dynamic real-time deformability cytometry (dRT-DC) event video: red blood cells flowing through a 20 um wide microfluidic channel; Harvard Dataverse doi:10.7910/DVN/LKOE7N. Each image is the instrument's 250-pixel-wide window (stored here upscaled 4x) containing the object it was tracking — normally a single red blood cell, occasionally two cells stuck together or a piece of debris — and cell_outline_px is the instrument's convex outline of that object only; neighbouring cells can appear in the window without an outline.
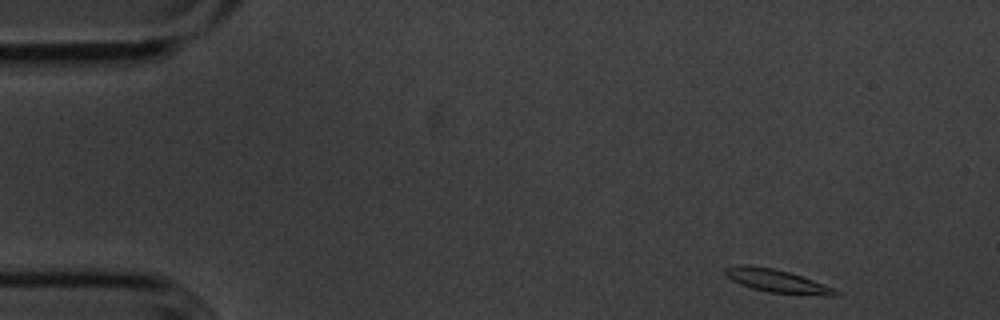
{"species": "common noctule bat (a hibernating species)", "species_latin": "Nyctalus noctula", "temperature_condition": "cold", "stored_images_in_passage": 51, "camera_frame_rate_fps": 3000, "um_per_image_px": 0.085, "animal": {"sex": "male", "body_mass_g": 20.1, "forearm_length_mm": 53.5}, "frame": {"image": 1, "passage_image": 1, "time_ms": 0.0, "image_size_px": [1000, 320], "cell_outline_px": [[840, 296], [824, 296], [768, 292], [752, 288], [740, 284], [724, 276], [724, 268], [740, 264], [748, 264], [772, 268], [788, 272], [836, 288], [840, 292]], "centroid_in_image_um": [66.05, 23.89], "position_along_channel_um": 18.9, "area_um2": 15.03}}
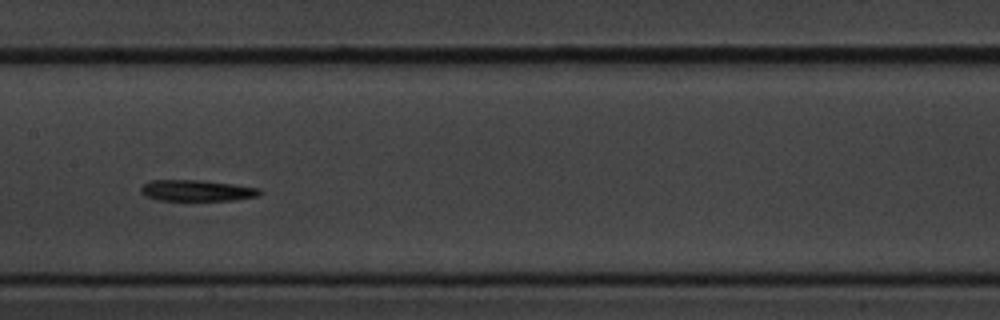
{"frame": {"image": 2, "passage_image": 23, "time_ms": 7.333, "image_size_px": [1000, 320], "cell_outline_px": [[260, 196], [232, 200], [160, 200], [144, 196], [140, 192], [140, 188], [144, 184], [152, 180], [204, 180], [260, 188]], "centroid_in_image_um": [16.71, 16.19], "position_along_channel_um": 190.7, "area_um2": 14.62}}
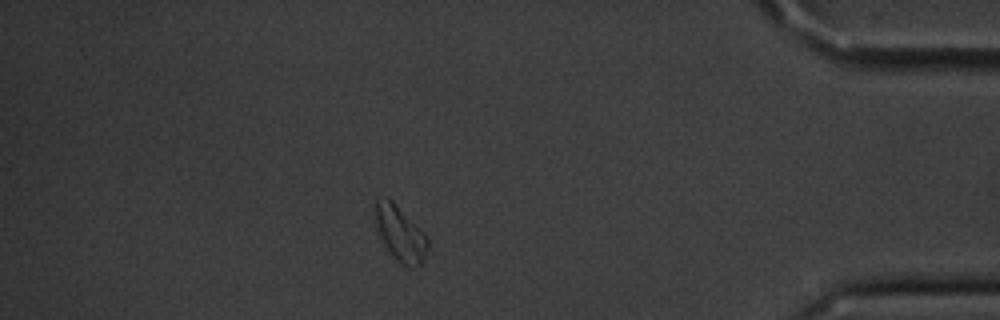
{"frame": {"image": 3, "passage_image": 44, "time_ms": 14.333, "image_size_px": [1000, 320], "cell_outline_px": [[428, 244], [424, 256], [420, 264], [412, 268], [408, 268], [396, 260], [388, 248], [372, 220], [372, 208], [376, 196], [392, 200], [428, 240]], "centroid_in_image_um": [33.91, 19.8], "position_along_channel_um": 401.3, "area_um2": 16.53}, "authors_computed_cell_mechanics": {"area_um2": 15.2592, "velocity_mm_per_s": 3.5724, "shape_relaxation_time_tau1_ms": 5.3562, "shape_relaxation_time_tau2_ms": null, "deformation_change_tau1": 0.1256, "deformation_change_tau2": null}}